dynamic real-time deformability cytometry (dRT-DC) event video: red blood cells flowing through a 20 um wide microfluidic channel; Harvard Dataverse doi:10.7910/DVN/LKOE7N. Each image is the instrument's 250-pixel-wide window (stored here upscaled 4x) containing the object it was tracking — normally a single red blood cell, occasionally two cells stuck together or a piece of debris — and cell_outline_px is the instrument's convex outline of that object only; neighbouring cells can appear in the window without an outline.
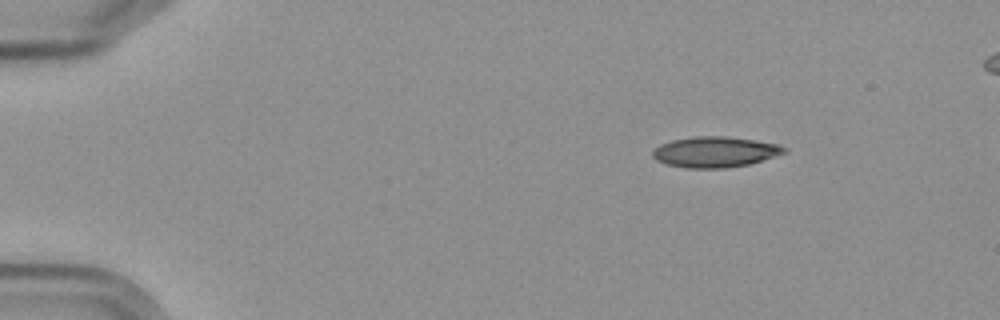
{"species": "Egyptian fruit bat (a non-hibernating species)", "species_latin": "Rousettus aegyptiacus", "temperature_condition": "cold", "stored_images_in_passage": 6, "camera_frame_rate_fps": 3000, "um_per_image_px": 0.085, "frame": {"image": 1, "passage_image": 1, "time_ms": 0.0, "image_size_px": [1000, 320], "cell_outline_px": [[788, 152], [776, 156], [748, 164], [728, 168], [684, 168], [668, 164], [656, 160], [652, 156], [652, 152], [660, 144], [672, 140], [696, 136], [724, 136], [780, 144], [788, 148]], "centroid_in_image_um": [60.8, 12.92], "position_along_channel_um": 24.2, "area_um2": 23.52}}
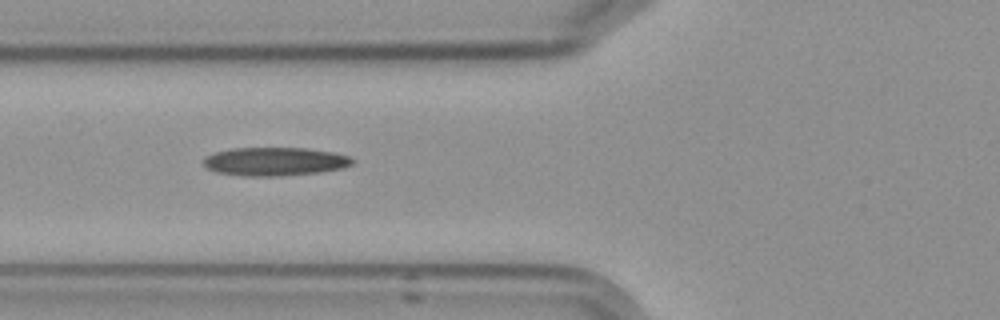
{"frame": {"image": 2, "passage_image": 5, "time_ms": 4.667, "image_size_px": [1000, 320], "cell_outline_px": [[356, 160], [352, 164], [344, 168], [320, 172], [280, 176], [240, 176], [216, 172], [204, 168], [204, 156], [216, 152], [232, 148], [308, 148], [332, 152], [348, 156]], "centroid_in_image_um": [23.35, 13.73], "position_along_channel_um": 102.5, "area_um2": 24.91}}
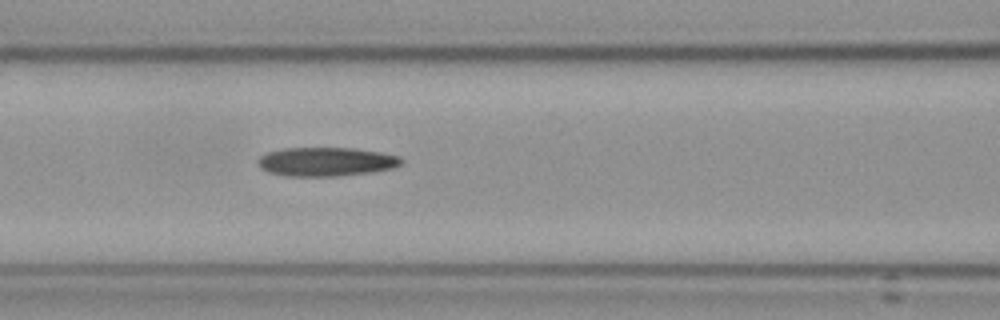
{"frame": {"image": 3, "passage_image": 6, "time_ms": 5.667, "image_size_px": [1000, 320], "cell_outline_px": [[404, 160], [400, 164], [392, 168], [372, 172], [336, 176], [288, 176], [268, 172], [260, 168], [256, 164], [256, 160], [260, 156], [268, 152], [284, 148], [352, 148], [380, 152], [396, 156]], "centroid_in_image_um": [27.66, 13.75], "position_along_channel_um": 138.9, "area_um2": 24.1}}